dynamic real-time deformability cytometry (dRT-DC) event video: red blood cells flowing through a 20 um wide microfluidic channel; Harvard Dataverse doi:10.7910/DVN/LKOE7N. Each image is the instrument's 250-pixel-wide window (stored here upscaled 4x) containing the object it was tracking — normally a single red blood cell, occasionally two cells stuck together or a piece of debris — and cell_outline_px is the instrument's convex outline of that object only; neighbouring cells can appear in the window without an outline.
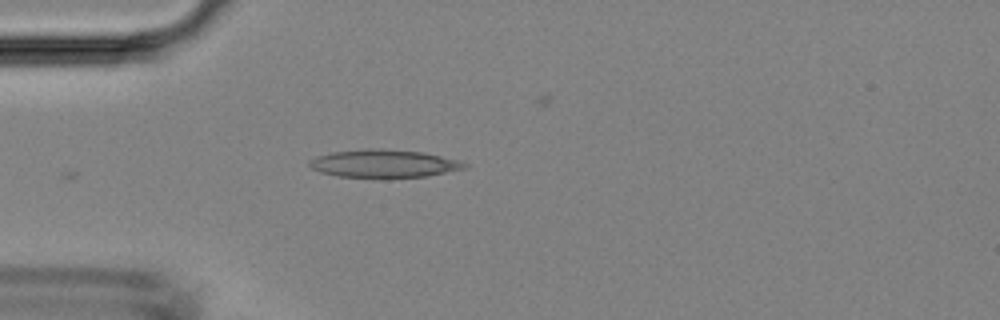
{"species": "Egyptian fruit bat (a non-hibernating species)", "species_latin": "Rousettus aegyptiacus", "temperature_condition": "room temperature", "stored_images_in_passage": 9, "camera_frame_rate_fps": 3000, "um_per_image_px": 0.085, "animal": {"sex": "female"}, "frame": {"image": 1, "passage_image": 1, "time_ms": 0.0, "image_size_px": [1000, 320], "cell_outline_px": [[468, 168], [428, 176], [336, 176], [320, 172], [312, 168], [308, 164], [308, 160], [316, 156], [332, 152], [364, 148], [380, 148], [424, 152], [460, 160], [468, 164]], "centroid_in_image_um": [32.65, 13.87], "position_along_channel_um": 52.4, "area_um2": 25.09}}
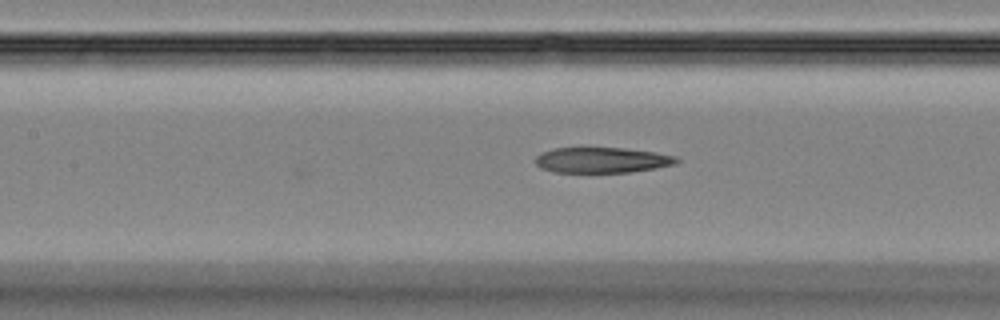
{"frame": {"image": 2, "passage_image": 9, "time_ms": 2.667, "image_size_px": [1000, 320], "cell_outline_px": [[680, 160], [676, 164], [656, 168], [632, 172], [552, 172], [540, 168], [536, 164], [536, 156], [540, 152], [552, 148], [624, 148], [656, 152], [676, 156]], "centroid_in_image_um": [51.17, 13.6], "position_along_channel_um": 156.2, "area_um2": 21.15}}